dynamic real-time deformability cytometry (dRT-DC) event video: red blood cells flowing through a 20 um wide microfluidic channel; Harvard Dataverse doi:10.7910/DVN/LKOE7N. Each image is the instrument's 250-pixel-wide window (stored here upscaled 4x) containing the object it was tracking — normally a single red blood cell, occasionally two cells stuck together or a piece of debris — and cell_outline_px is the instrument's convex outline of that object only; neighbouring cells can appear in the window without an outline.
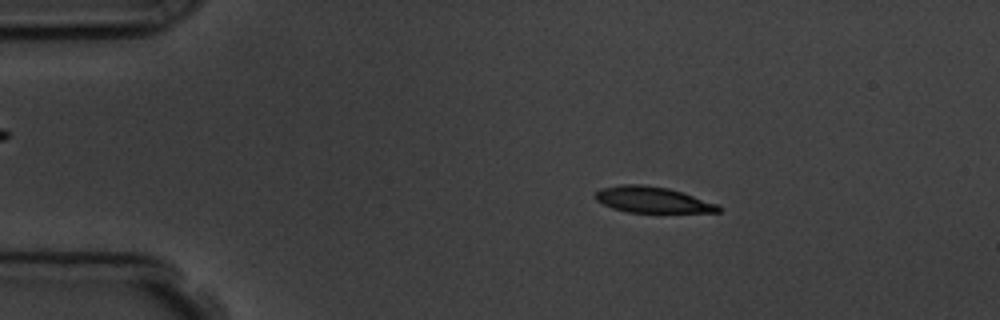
{"species": "common noctule bat (a hibernating species)", "species_latin": "Nyctalus noctula", "temperature_condition": "room temperature", "stored_images_in_passage": 2, "camera_frame_rate_fps": 3000, "um_per_image_px": 0.085, "animal": {"sex": "male", "body_mass_g": 19.5, "forearm_length_mm": 54.6}, "frame": {"image": 1, "passage_image": 1, "time_ms": 0.0, "image_size_px": [1000, 320], "cell_outline_px": [[724, 208], [720, 212], [628, 212], [612, 208], [596, 200], [596, 192], [600, 188], [620, 184], [644, 184], [668, 188], [716, 204]], "centroid_in_image_um": [55.43, 16.97], "position_along_channel_um": 29.6, "area_um2": 18.44}}